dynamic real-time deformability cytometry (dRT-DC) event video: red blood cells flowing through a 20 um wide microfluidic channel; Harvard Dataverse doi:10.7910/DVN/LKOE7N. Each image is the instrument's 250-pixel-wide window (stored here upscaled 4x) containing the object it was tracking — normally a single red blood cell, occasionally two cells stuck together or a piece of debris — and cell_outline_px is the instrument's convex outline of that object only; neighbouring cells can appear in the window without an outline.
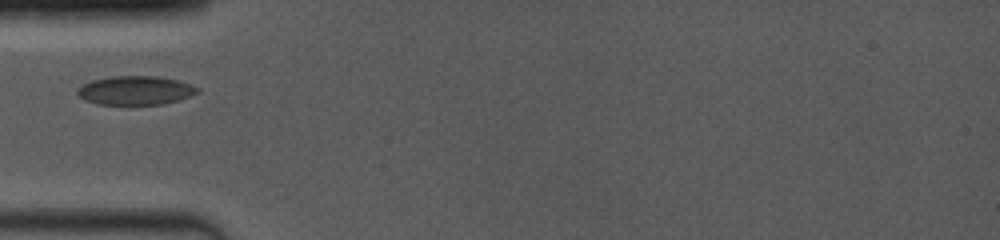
{"species": "common noctule bat (a hibernating species)", "species_latin": "Nyctalus noctula", "temperature_condition": "room temperature", "stored_images_in_passage": 43, "camera_frame_rate_fps": 4000, "um_per_image_px": 0.085, "animal": {"sex": "female", "body_mass_g": 19.0, "forearm_length_mm": 53.3}, "frame": {"image": 1, "passage_image": 1, "time_ms": 0.0, "image_size_px": [1000, 240], "cell_outline_px": [[200, 92], [164, 104], [96, 104], [84, 100], [76, 92], [76, 88], [92, 80], [112, 76], [156, 76], [176, 80], [192, 84], [200, 88]], "centroid_in_image_um": [11.5, 7.68], "position_along_channel_um": 73.5, "area_um2": 20.11}}
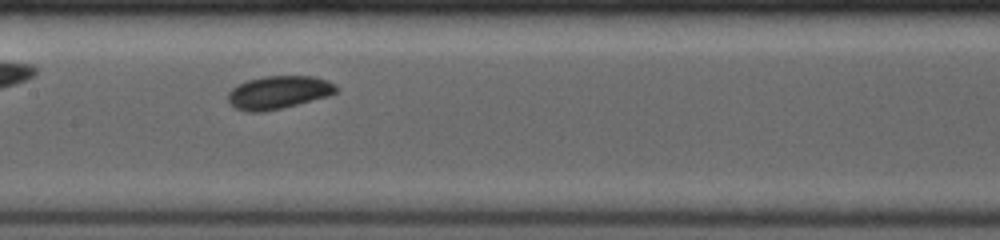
{"frame": {"image": 2, "passage_image": 13, "time_ms": 2.75, "image_size_px": [1000, 240], "cell_outline_px": [[336, 92], [328, 96], [264, 112], [248, 112], [236, 108], [228, 100], [228, 92], [236, 84], [248, 80], [264, 76], [312, 76], [328, 80], [336, 88]], "centroid_in_image_um": [23.63, 7.84], "position_along_channel_um": 183.8, "area_um2": 20.58}}
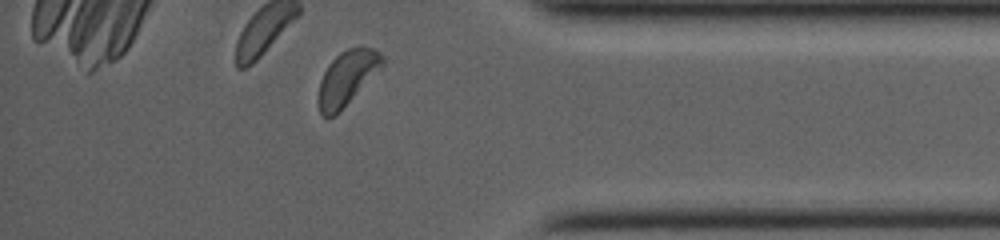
{"frame": {"image": 3, "passage_image": 38, "time_ms": 8.5, "image_size_px": [1000, 240], "cell_outline_px": [[384, 64], [340, 112], [332, 116], [324, 116], [320, 112], [316, 100], [320, 80], [328, 64], [340, 52], [348, 48], [360, 44], [372, 48], [380, 52], [384, 56]], "centroid_in_image_um": [29.48, 6.59], "position_along_channel_um": 405.7, "area_um2": 20.52}}